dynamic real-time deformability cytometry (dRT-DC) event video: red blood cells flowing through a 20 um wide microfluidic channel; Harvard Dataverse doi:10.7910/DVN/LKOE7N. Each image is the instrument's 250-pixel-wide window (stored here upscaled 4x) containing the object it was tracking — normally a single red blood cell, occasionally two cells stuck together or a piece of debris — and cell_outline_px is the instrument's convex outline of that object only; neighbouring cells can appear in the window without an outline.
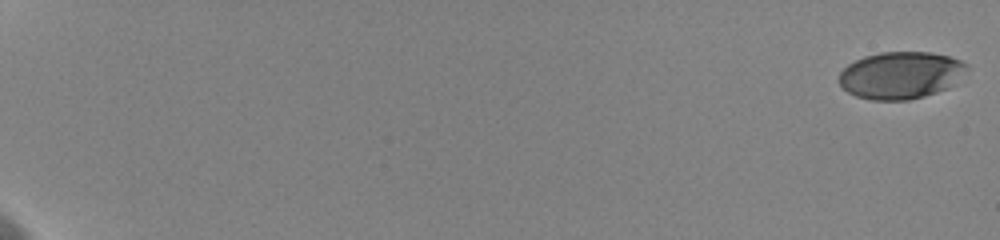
{"species": "human", "species_latin": "Homo sapiens", "temperature_condition": "cold", "stored_images_in_passage": 23, "camera_frame_rate_fps": 3000, "um_per_image_px": 0.085, "donor": {"sex": "female"}, "frame": {"image": 1, "passage_image": 1, "time_ms": 0.0, "image_size_px": [1000, 240], "cell_outline_px": [[968, 68], [948, 88], [924, 96], [908, 100], [872, 100], [856, 96], [848, 92], [836, 80], [840, 72], [848, 64], [864, 56], [880, 52], [928, 52], [948, 56], [960, 60], [968, 64]], "centroid_in_image_um": [76.52, 6.39], "position_along_channel_um": 8.5, "area_um2": 35.03}}
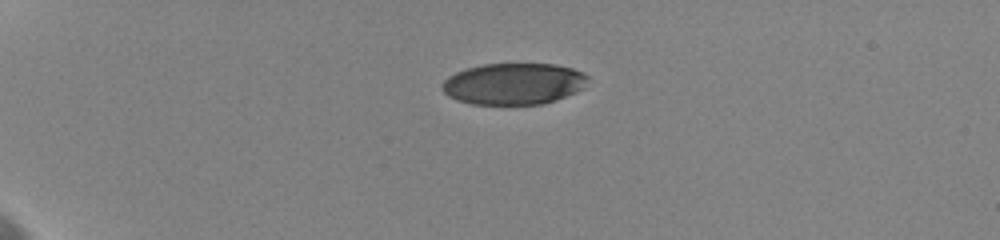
{"frame": {"image": 2, "passage_image": 12, "time_ms": 5.333, "image_size_px": [1000, 240], "cell_outline_px": [[588, 76], [584, 88], [576, 92], [556, 100], [540, 104], [472, 104], [456, 100], [448, 96], [440, 88], [444, 80], [448, 76], [456, 72], [468, 68], [484, 64], [556, 64], [572, 68], [584, 72]], "centroid_in_image_um": [43.66, 7.12], "position_along_channel_um": 41.3, "area_um2": 35.32}}